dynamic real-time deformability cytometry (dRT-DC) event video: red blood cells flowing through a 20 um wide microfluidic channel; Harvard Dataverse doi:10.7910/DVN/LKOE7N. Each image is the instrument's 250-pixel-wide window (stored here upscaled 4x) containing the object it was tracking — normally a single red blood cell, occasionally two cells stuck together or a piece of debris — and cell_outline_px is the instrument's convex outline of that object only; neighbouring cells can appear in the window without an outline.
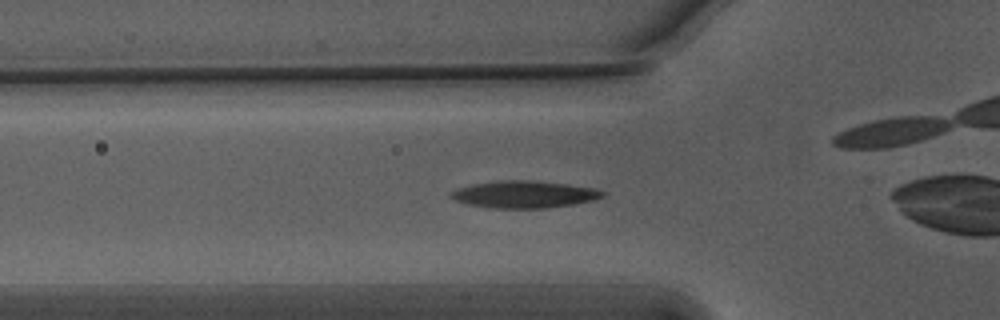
{"species": "Egyptian fruit bat (a non-hibernating species)", "species_latin": "Rousettus aegyptiacus", "temperature_condition": "warm", "stored_images_in_passage": 33, "camera_frame_rate_fps": 3000, "um_per_image_px": 0.085, "animal": {"sex": "male"}, "frame": {"image": 1, "passage_image": 5, "time_ms": 1.333, "image_size_px": [1000, 320], "cell_outline_px": [[604, 196], [596, 200], [548, 208], [488, 208], [468, 204], [452, 200], [452, 192], [460, 188], [472, 184], [500, 180], [528, 180], [564, 184], [596, 188], [604, 192]], "centroid_in_image_um": [44.57, 16.53], "position_along_channel_um": 81.2, "area_um2": 23.81}}
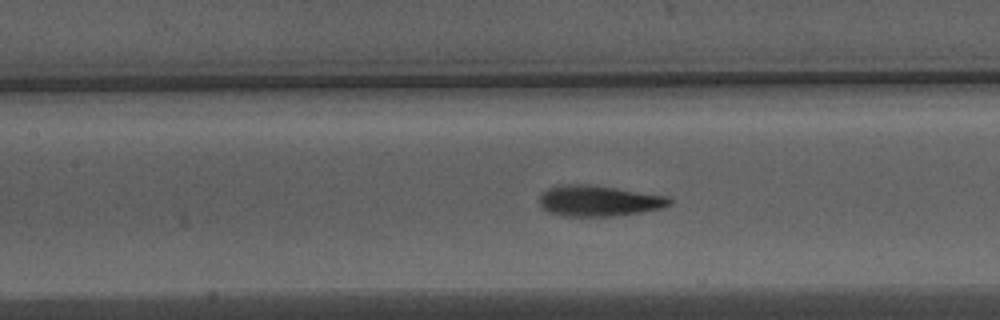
{"frame": {"image": 2, "passage_image": 11, "time_ms": 3.333, "image_size_px": [1000, 320], "cell_outline_px": [[672, 204], [664, 208], [640, 212], [608, 216], [560, 216], [548, 212], [540, 208], [540, 196], [548, 188], [564, 184], [588, 184], [616, 188], [668, 196], [672, 200]], "centroid_in_image_um": [50.89, 17.07], "position_along_channel_um": 156.5, "area_um2": 23.41}}
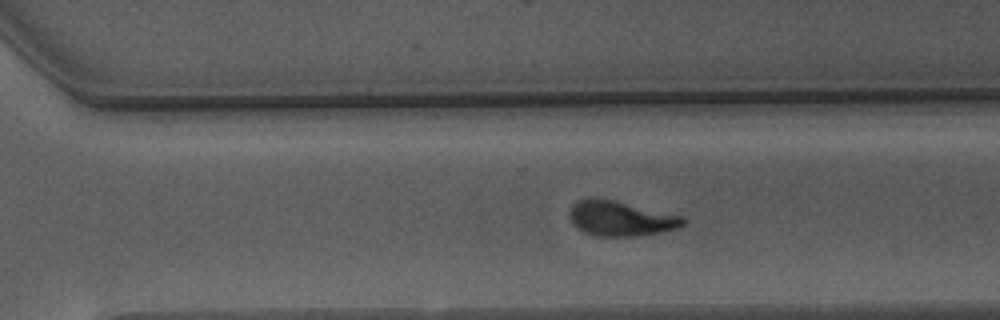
{"frame": {"image": 3, "passage_image": 24, "time_ms": 7.667, "image_size_px": [1000, 320], "cell_outline_px": [[688, 220], [684, 224], [676, 228], [660, 232], [636, 236], [592, 236], [576, 228], [572, 224], [568, 212], [572, 204], [580, 200], [592, 196], [612, 200], [684, 216]], "centroid_in_image_um": [52.72, 18.57], "position_along_channel_um": 317.9, "area_um2": 23.35}, "authors_computed_cell_mechanics": {"area_um2": 23.4668, "velocity_mm_per_s": 3.7376, "shape_relaxation_time_tau1_ms": 2.912, "shape_relaxation_time_tau2_ms": 1.577, "deformation_change_tau1": 0.1541, "deformation_change_tau2": 0.0909}}